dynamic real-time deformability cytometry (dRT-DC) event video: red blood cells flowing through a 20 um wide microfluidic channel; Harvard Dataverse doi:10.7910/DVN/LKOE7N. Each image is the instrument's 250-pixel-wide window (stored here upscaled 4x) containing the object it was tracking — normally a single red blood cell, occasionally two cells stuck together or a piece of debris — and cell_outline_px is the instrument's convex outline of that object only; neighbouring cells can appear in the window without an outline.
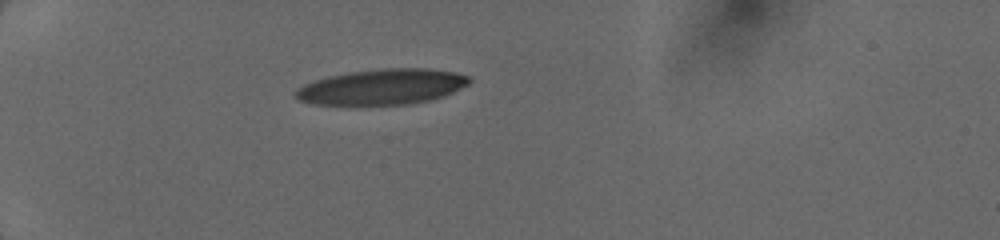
{"species": "human", "species_latin": "Homo sapiens", "temperature_condition": "cold", "stored_images_in_passage": 10, "camera_frame_rate_fps": 3000, "um_per_image_px": 0.085, "donor": {"sex": "female"}, "frame": {"image": 1, "passage_image": 1, "time_ms": 0.0, "image_size_px": [1000, 240], "cell_outline_px": [[472, 80], [468, 84], [444, 96], [428, 100], [408, 104], [352, 108], [312, 104], [300, 100], [296, 96], [296, 92], [304, 84], [328, 76], [352, 72], [384, 68], [428, 68], [456, 72], [468, 76]], "centroid_in_image_um": [32.45, 7.43], "position_along_channel_um": 52.5, "area_um2": 36.82}}
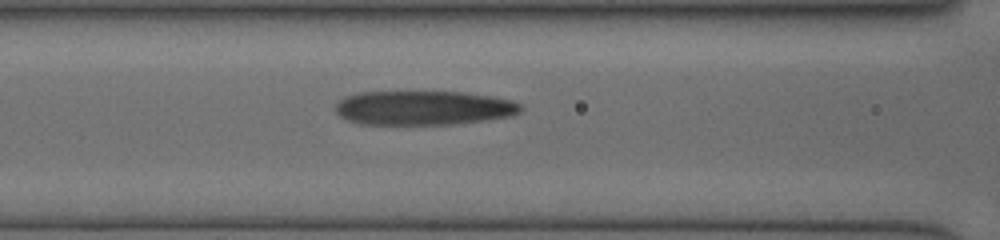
{"frame": {"image": 2, "passage_image": 7, "time_ms": 2.667, "image_size_px": [1000, 240], "cell_outline_px": [[520, 112], [512, 116], [484, 120], [452, 124], [360, 124], [348, 120], [340, 116], [336, 112], [336, 104], [344, 96], [360, 92], [464, 92], [492, 96], [512, 100], [520, 104]], "centroid_in_image_um": [35.99, 9.16], "position_along_channel_um": 130.6, "area_um2": 36.93}}
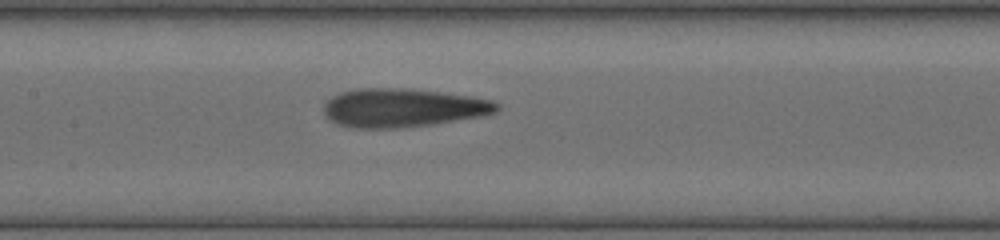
{"frame": {"image": 3, "passage_image": 10, "time_ms": 3.667, "image_size_px": [1000, 240], "cell_outline_px": [[500, 108], [496, 112], [480, 116], [428, 124], [396, 128], [352, 128], [336, 124], [324, 112], [324, 104], [332, 96], [340, 92], [360, 88], [412, 88], [492, 100], [500, 104]], "centroid_in_image_um": [34.2, 9.15], "position_along_channel_um": 173.2, "area_um2": 38.55}}